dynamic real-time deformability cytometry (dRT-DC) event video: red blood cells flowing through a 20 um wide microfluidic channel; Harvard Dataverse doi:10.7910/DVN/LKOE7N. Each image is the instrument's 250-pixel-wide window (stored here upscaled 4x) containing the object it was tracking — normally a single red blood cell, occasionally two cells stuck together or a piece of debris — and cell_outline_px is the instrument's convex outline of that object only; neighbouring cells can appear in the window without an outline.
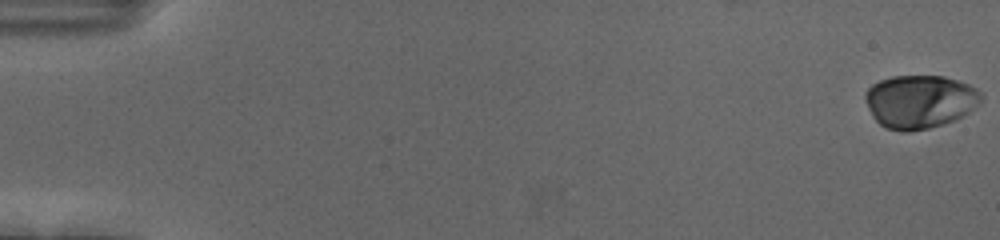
{"species": "human", "species_latin": "Homo sapiens", "temperature_condition": "cold", "stored_images_in_passage": 56, "camera_frame_rate_fps": 3000, "um_per_image_px": 0.085, "donor": {"sex": "female"}, "frame": {"image": 1, "passage_image": 1, "time_ms": 0.0, "image_size_px": [1000, 240], "cell_outline_px": [[984, 96], [968, 112], [944, 124], [928, 128], [908, 132], [904, 132], [884, 128], [872, 116], [868, 108], [864, 96], [864, 92], [872, 84], [880, 80], [892, 76], [944, 76], [968, 84], [976, 88]], "centroid_in_image_um": [78.14, 8.63], "position_along_channel_um": 6.9, "area_um2": 35.89}}
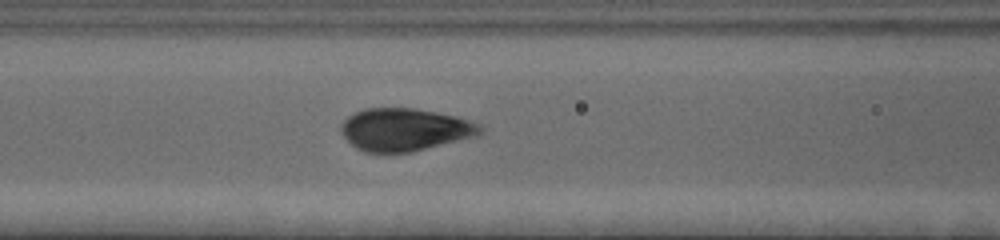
{"frame": {"image": 2, "passage_image": 25, "time_ms": 8.0, "image_size_px": [1000, 240], "cell_outline_px": [[484, 132], [476, 136], [412, 152], [364, 152], [356, 148], [340, 132], [340, 124], [348, 116], [364, 108], [416, 108], [456, 116], [480, 124], [484, 128]], "centroid_in_image_um": [34.41, 11.01], "position_along_channel_um": 132.2, "area_um2": 34.62}}
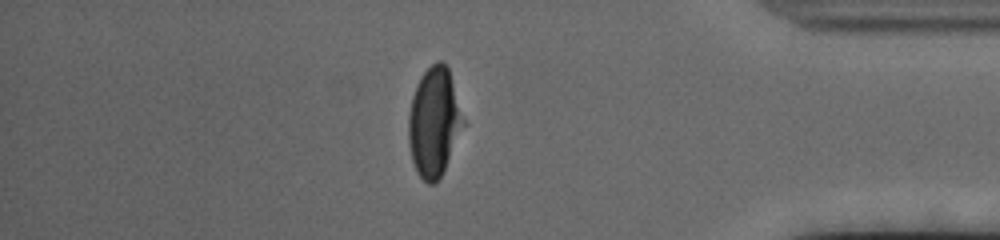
{"frame": {"image": 3, "passage_image": 49, "time_ms": 16.0, "image_size_px": [1000, 240], "cell_outline_px": [[464, 124], [444, 168], [440, 176], [432, 184], [428, 184], [416, 172], [412, 160], [408, 144], [408, 116], [412, 96], [416, 84], [420, 76], [436, 60], [440, 60], [448, 68], [464, 120]], "centroid_in_image_um": [36.86, 10.36], "position_along_channel_um": 398.3, "area_um2": 34.28}, "authors_computed_cell_mechanics": {"area_um2": 35.258, "velocity_mm_per_s": 3.676, "shape_relaxation_time_tau1_ms": 2.9203, "shape_relaxation_time_tau2_ms": null, "deformation_change_tau1": 0.1769, "deformation_change_tau2": null}}